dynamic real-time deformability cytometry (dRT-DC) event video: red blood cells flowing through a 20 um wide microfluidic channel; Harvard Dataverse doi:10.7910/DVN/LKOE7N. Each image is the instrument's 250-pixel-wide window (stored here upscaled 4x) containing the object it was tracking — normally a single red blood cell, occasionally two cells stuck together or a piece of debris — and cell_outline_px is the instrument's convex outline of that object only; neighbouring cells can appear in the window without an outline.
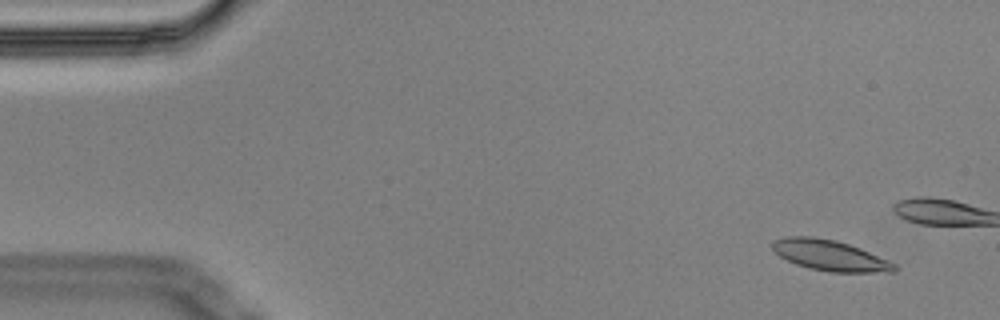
{"species": "Egyptian fruit bat (a non-hibernating species)", "species_latin": "Rousettus aegyptiacus", "temperature_condition": "cold", "stored_images_in_passage": 5, "camera_frame_rate_fps": 3000, "um_per_image_px": 0.085, "animal": {"sex": "male"}, "frame": {"image": 1, "passage_image": 1, "time_ms": 0.0, "image_size_px": [1000, 320], "cell_outline_px": [[900, 268], [896, 272], [828, 272], [808, 268], [796, 264], [780, 256], [772, 248], [772, 240], [784, 236], [812, 236], [836, 240], [860, 248], [888, 260], [896, 264]], "centroid_in_image_um": [70.56, 21.71], "position_along_channel_um": 14.4, "area_um2": 21.96}}